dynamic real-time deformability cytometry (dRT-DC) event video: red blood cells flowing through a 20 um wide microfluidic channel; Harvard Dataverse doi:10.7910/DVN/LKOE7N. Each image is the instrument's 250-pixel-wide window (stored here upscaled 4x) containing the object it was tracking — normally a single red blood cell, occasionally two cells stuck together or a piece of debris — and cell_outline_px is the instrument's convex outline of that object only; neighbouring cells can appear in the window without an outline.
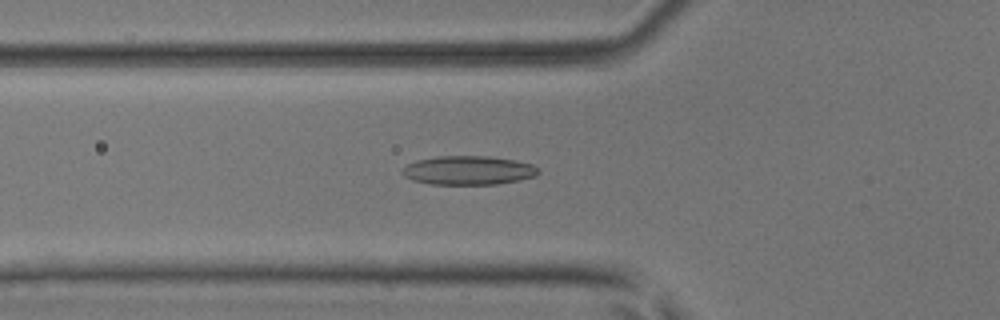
{"species": "common noctule bat (a hibernating species)", "species_latin": "Nyctalus noctula", "temperature_condition": "room temperature", "stored_images_in_passage": 54, "camera_frame_rate_fps": 3000, "um_per_image_px": 0.085, "animal": {"sex": "male", "body_mass_g": 17.9, "forearm_length_mm": 54.2}, "frame": {"image": 1, "passage_image": 20, "time_ms": 6.333, "image_size_px": [1000, 320], "cell_outline_px": [[540, 172], [536, 176], [520, 180], [496, 184], [432, 184], [412, 180], [404, 176], [400, 172], [408, 164], [416, 160], [436, 156], [488, 156], [516, 160], [532, 164]], "centroid_in_image_um": [39.81, 14.47], "position_along_channel_um": 86.0, "area_um2": 22.95}}
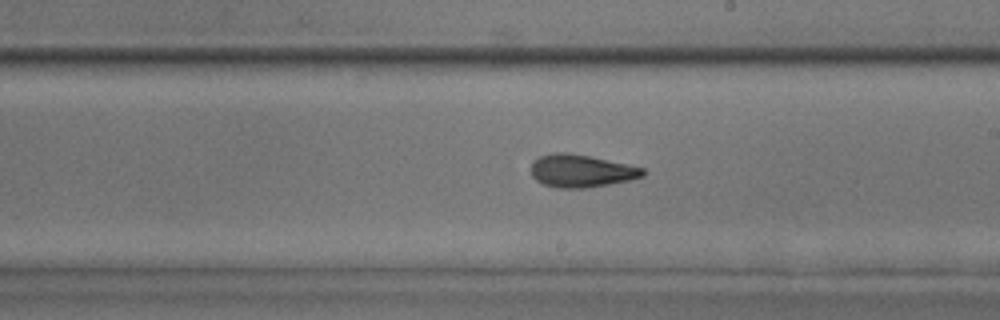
{"frame": {"image": 2, "passage_image": 32, "time_ms": 10.333, "image_size_px": [1000, 320], "cell_outline_px": [[644, 176], [628, 180], [608, 184], [584, 188], [556, 188], [544, 184], [536, 180], [532, 176], [532, 160], [540, 156], [556, 152], [568, 152], [588, 156], [644, 168]], "centroid_in_image_um": [49.36, 14.53], "position_along_channel_um": 239.6, "area_um2": 21.04}}
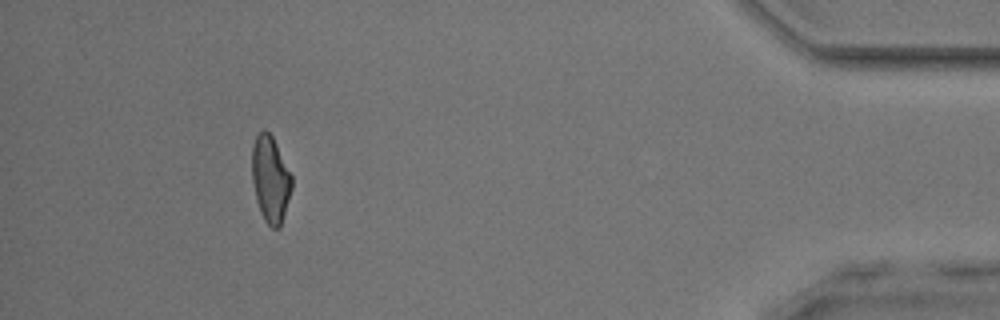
{"frame": {"image": 3, "passage_image": 50, "time_ms": 16.333, "image_size_px": [1000, 320], "cell_outline_px": [[292, 188], [280, 228], [272, 228], [264, 220], [260, 212], [256, 200], [252, 180], [252, 144], [256, 136], [264, 128], [272, 136], [292, 176]], "centroid_in_image_um": [22.98, 15.24], "position_along_channel_um": 412.2, "area_um2": 20.0}, "authors_computed_cell_mechanics": {"area_um2": 20.9236, "velocity_mm_per_s": 3.8418, "shape_relaxation_time_tau1_ms": 7.7876, "shape_relaxation_time_tau2_ms": 2.8095, "deformation_change_tau1": 0.1969, "deformation_change_tau2": 0.101}}